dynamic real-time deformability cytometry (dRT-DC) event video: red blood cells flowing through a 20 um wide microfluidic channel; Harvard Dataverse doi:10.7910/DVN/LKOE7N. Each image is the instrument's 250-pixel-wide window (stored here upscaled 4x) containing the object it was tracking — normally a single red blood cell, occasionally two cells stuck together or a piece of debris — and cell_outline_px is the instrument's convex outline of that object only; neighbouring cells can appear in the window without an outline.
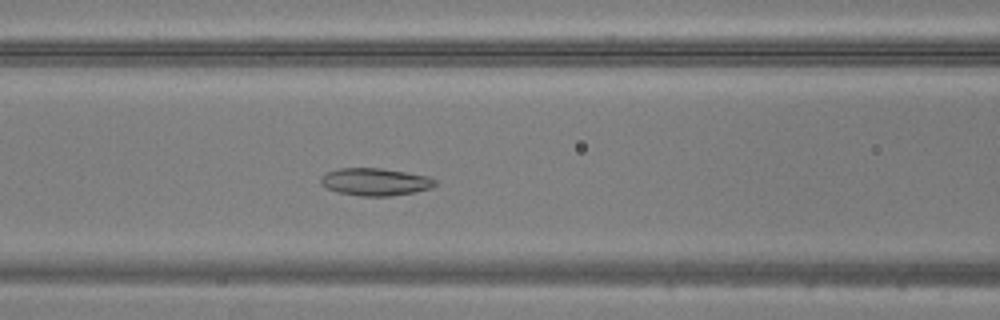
{"species": "common noctule bat (a hibernating species)", "species_latin": "Nyctalus noctula", "temperature_condition": "warm", "stored_images_in_passage": 49, "camera_frame_rate_fps": 3000, "um_per_image_px": 0.085, "animal": {"sex": "male", "body_mass_g": 20.5, "forearm_length_mm": 52.5}, "frame": {"image": 1, "passage_image": 20, "time_ms": 6.333, "image_size_px": [1000, 320], "cell_outline_px": [[436, 184], [432, 188], [412, 192], [388, 196], [360, 196], [340, 192], [328, 188], [320, 184], [320, 180], [328, 172], [340, 168], [380, 168], [428, 176], [436, 180]], "centroid_in_image_um": [31.91, 15.45], "position_along_channel_um": 134.7, "area_um2": 17.98}}
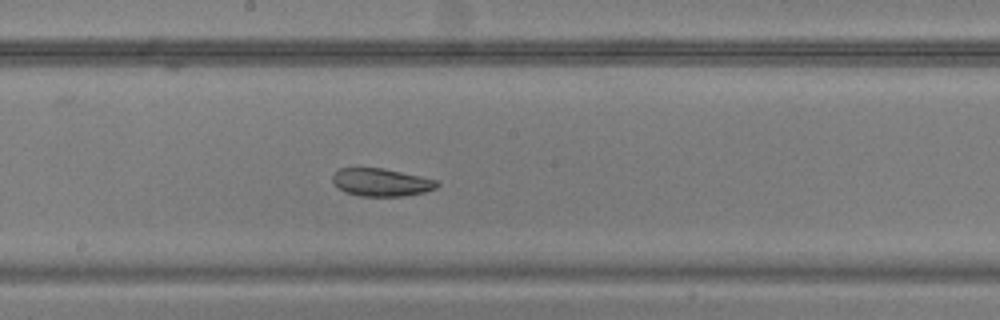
{"frame": {"image": 2, "passage_image": 26, "time_ms": 8.333, "image_size_px": [1000, 320], "cell_outline_px": [[440, 184], [436, 188], [424, 192], [404, 196], [360, 196], [344, 192], [332, 180], [332, 176], [340, 168], [384, 168], [420, 176], [436, 180]], "centroid_in_image_um": [32.42, 15.5], "position_along_channel_um": 215.8, "area_um2": 16.82}}
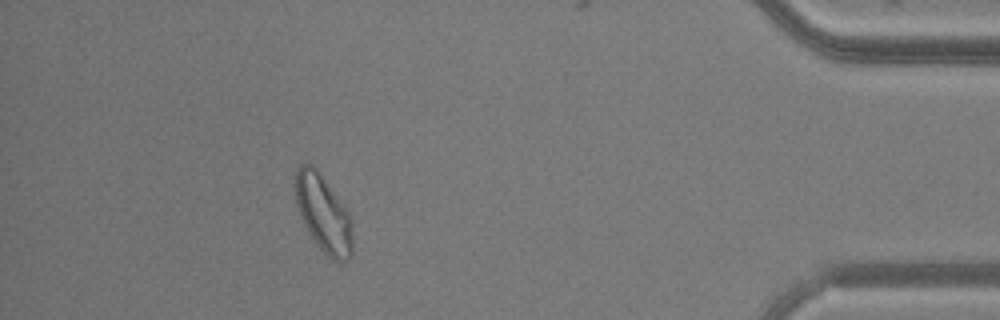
{"frame": {"image": 3, "passage_image": 44, "time_ms": 14.333, "image_size_px": [1000, 320], "cell_outline_px": [[352, 256], [344, 264], [332, 260], [316, 244], [308, 232], [300, 216], [296, 204], [296, 168], [300, 164], [308, 160], [320, 172], [348, 212], [352, 220]], "centroid_in_image_um": [27.49, 18.17], "position_along_channel_um": 407.7, "area_um2": 26.01}}